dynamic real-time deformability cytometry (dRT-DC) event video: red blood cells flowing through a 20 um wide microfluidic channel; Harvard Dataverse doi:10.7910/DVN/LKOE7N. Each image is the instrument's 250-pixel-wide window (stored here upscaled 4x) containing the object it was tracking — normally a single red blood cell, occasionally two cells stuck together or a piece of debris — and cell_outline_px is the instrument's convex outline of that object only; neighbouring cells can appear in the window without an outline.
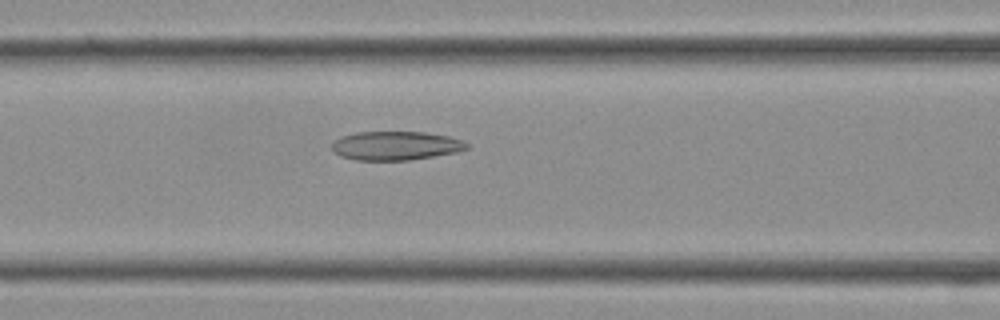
{"species": "Egyptian fruit bat (a non-hibernating species)", "species_latin": "Rousettus aegyptiacus", "temperature_condition": "cold", "stored_images_in_passage": 25, "camera_frame_rate_fps": 3000, "um_per_image_px": 0.085, "frame": {"image": 1, "passage_image": 6, "time_ms": 1.667, "image_size_px": [1000, 320], "cell_outline_px": [[468, 148], [456, 152], [408, 160], [356, 160], [340, 156], [332, 148], [332, 140], [340, 136], [356, 132], [424, 132], [448, 136], [460, 140], [468, 144]], "centroid_in_image_um": [33.58, 12.38], "position_along_channel_um": 133.0, "area_um2": 22.54}}
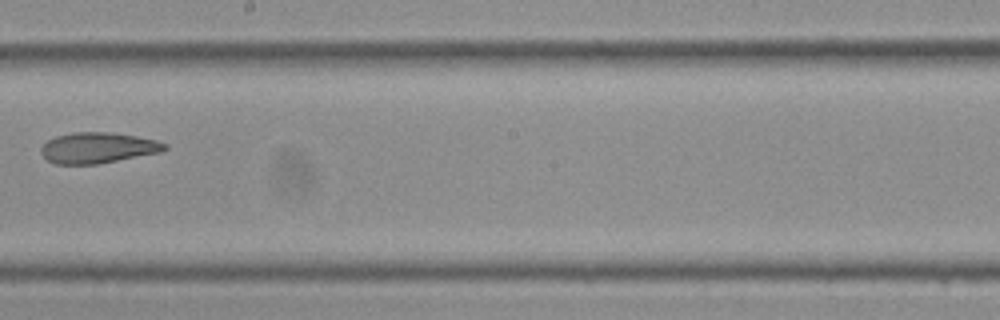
{"frame": {"image": 2, "passage_image": 12, "time_ms": 3.667, "image_size_px": [1000, 320], "cell_outline_px": [[168, 148], [160, 152], [96, 164], [56, 164], [48, 160], [40, 152], [40, 148], [48, 140], [56, 136], [76, 132], [108, 132], [136, 136], [156, 140], [168, 144]], "centroid_in_image_um": [8.31, 12.56], "position_along_channel_um": 239.9, "area_um2": 21.96}}
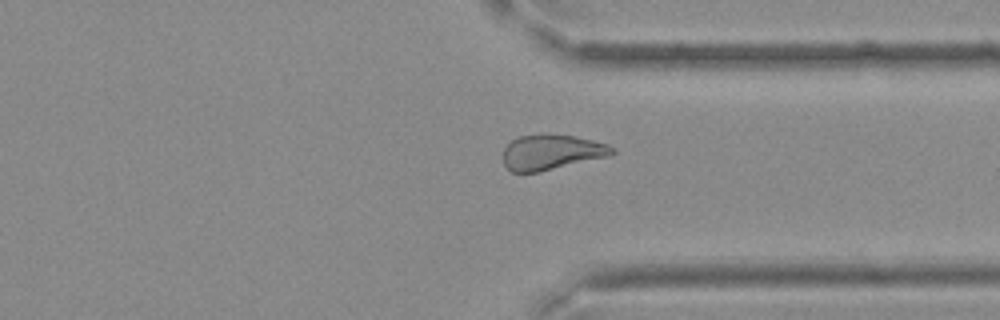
{"frame": {"image": 3, "passage_image": 19, "time_ms": 6.0, "image_size_px": [1000, 320], "cell_outline_px": [[616, 152], [608, 156], [540, 172], [512, 172], [504, 164], [504, 148], [516, 136], [572, 136], [592, 140], [608, 144], [616, 148]], "centroid_in_image_um": [46.9, 12.96], "position_along_channel_um": 364.5, "area_um2": 21.85}}